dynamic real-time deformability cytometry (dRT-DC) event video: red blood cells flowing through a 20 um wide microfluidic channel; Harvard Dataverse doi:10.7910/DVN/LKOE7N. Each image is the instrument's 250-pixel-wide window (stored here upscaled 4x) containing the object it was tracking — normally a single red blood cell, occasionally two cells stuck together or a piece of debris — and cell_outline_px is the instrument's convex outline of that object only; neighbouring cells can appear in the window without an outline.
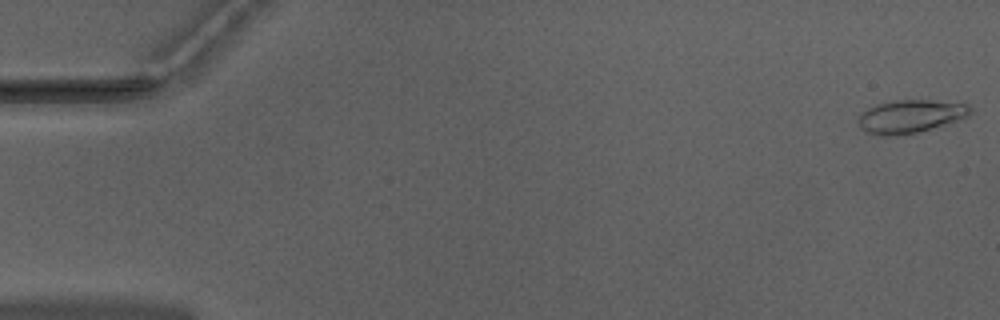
{"species": "Egyptian fruit bat (a non-hibernating species)", "species_latin": "Rousettus aegyptiacus", "temperature_condition": "warm", "stored_images_in_passage": 52, "camera_frame_rate_fps": 3000, "um_per_image_px": 0.085, "animal": {"sex": "male"}, "frame": {"image": 1, "passage_image": 1, "time_ms": 0.0, "image_size_px": [1000, 320], "cell_outline_px": [[972, 112], [968, 116], [956, 120], [916, 132], [896, 136], [876, 136], [864, 132], [860, 128], [860, 112], [876, 104], [892, 100], [932, 100], [964, 104], [972, 108]], "centroid_in_image_um": [77.31, 9.89], "position_along_channel_um": 7.7, "area_um2": 21.44}}
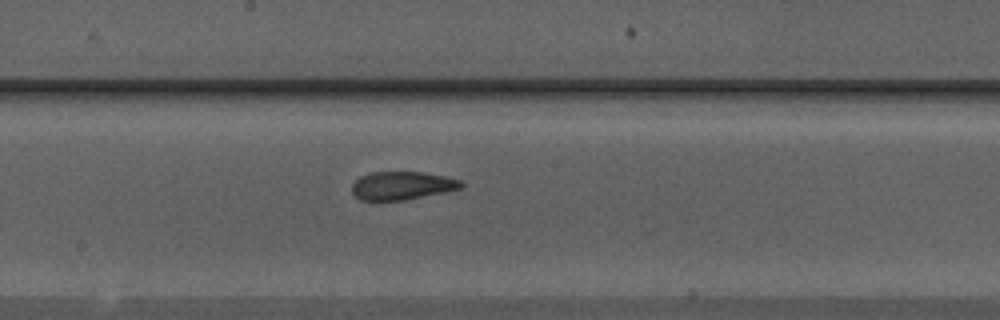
{"frame": {"image": 2, "passage_image": 28, "time_ms": 9.0, "image_size_px": [1000, 320], "cell_outline_px": [[464, 184], [460, 188], [444, 192], [404, 200], [380, 204], [360, 200], [352, 192], [352, 184], [360, 176], [368, 172], [420, 172], [444, 176], [460, 180]], "centroid_in_image_um": [34.08, 15.82], "position_along_channel_um": 214.1, "area_um2": 18.44}}
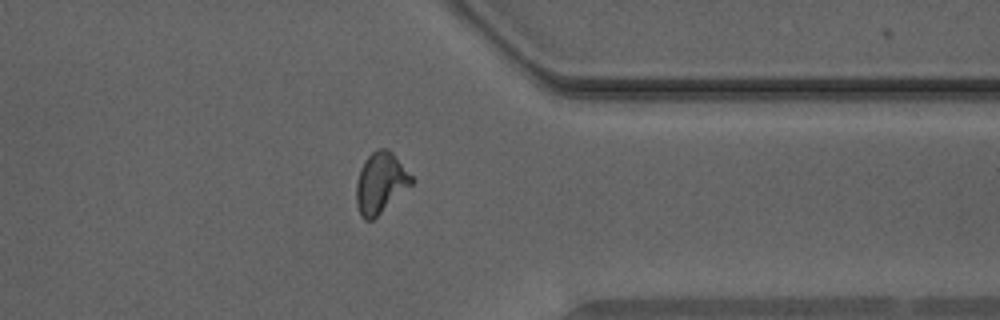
{"frame": {"image": 3, "passage_image": 41, "time_ms": 13.333, "image_size_px": [1000, 320], "cell_outline_px": [[416, 180], [412, 184], [372, 220], [364, 220], [360, 216], [356, 204], [356, 184], [360, 168], [364, 160], [376, 148], [388, 148], [392, 152]], "centroid_in_image_um": [32.33, 15.52], "position_along_channel_um": 379.1, "area_um2": 19.59}}